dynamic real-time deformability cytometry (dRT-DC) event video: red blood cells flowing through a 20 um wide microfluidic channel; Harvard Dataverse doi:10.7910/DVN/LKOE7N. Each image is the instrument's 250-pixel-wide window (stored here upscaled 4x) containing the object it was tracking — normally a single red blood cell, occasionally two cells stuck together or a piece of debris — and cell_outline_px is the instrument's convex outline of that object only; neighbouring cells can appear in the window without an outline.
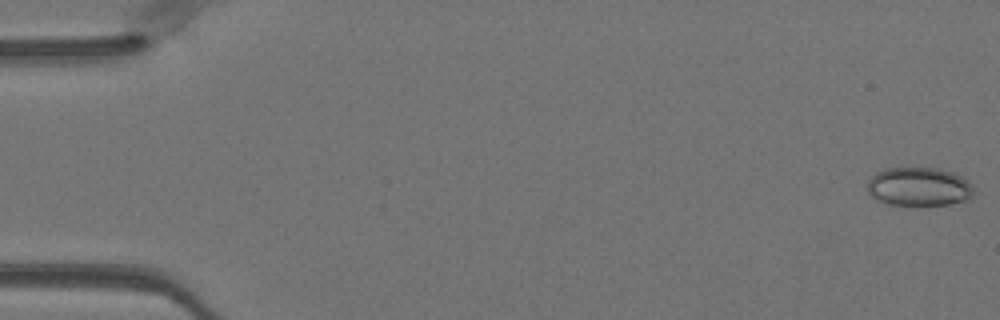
{"species": "Egyptian fruit bat (a non-hibernating species)", "species_latin": "Rousettus aegyptiacus", "temperature_condition": "warm", "stored_images_in_passage": 50, "camera_frame_rate_fps": 3000, "um_per_image_px": 0.085, "animal": {"sex": "female"}, "frame": {"image": 1, "passage_image": 1, "time_ms": 0.0, "image_size_px": [1000, 320], "cell_outline_px": [[972, 196], [968, 200], [948, 204], [888, 204], [876, 200], [868, 192], [868, 180], [876, 172], [884, 168], [936, 168], [952, 172], [968, 180], [972, 184]], "centroid_in_image_um": [78.1, 15.85], "position_along_channel_um": 6.9, "area_um2": 23.81}}
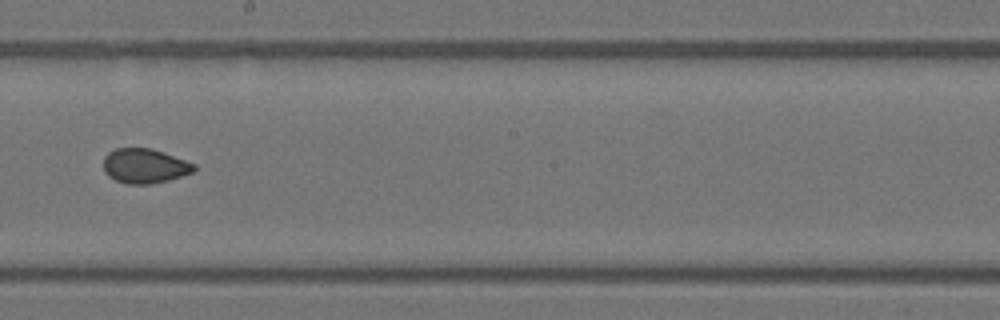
{"frame": {"image": 2, "passage_image": 29, "time_ms": 9.333, "image_size_px": [1000, 320], "cell_outline_px": [[196, 168], [192, 172], [168, 180], [152, 184], [128, 184], [116, 180], [108, 176], [104, 172], [104, 156], [108, 152], [116, 148], [152, 148], [196, 164]], "centroid_in_image_um": [12.28, 14.1], "position_along_channel_um": 235.9, "area_um2": 18.26}}
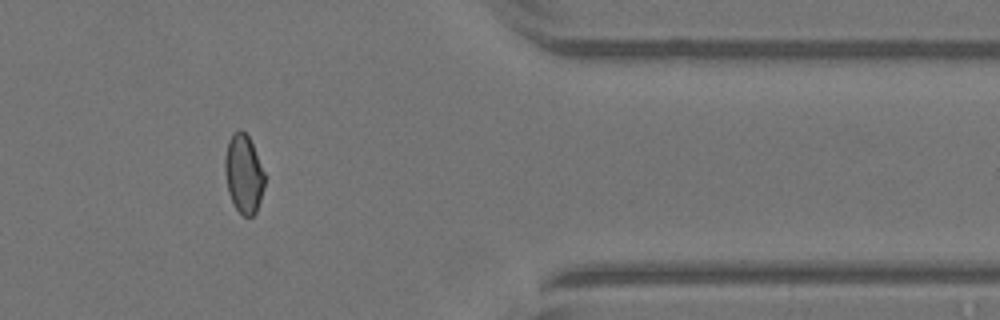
{"frame": {"image": 3, "passage_image": 42, "time_ms": 13.667, "image_size_px": [1000, 320], "cell_outline_px": [[264, 188], [256, 212], [252, 216], [244, 216], [236, 208], [228, 192], [224, 172], [224, 156], [228, 140], [232, 132], [240, 128], [248, 136], [252, 144], [264, 172]], "centroid_in_image_um": [20.68, 14.74], "position_along_channel_um": 390.7, "area_um2": 18.21}, "authors_computed_cell_mechanics": {"area_um2": 19.0162, "velocity_mm_per_s": 4.0544, "shape_relaxation_time_tau1_ms": null, "shape_relaxation_time_tau2_ms": 1.3716, "deformation_change_tau1": null, "deformation_change_tau2": 0.0572}}